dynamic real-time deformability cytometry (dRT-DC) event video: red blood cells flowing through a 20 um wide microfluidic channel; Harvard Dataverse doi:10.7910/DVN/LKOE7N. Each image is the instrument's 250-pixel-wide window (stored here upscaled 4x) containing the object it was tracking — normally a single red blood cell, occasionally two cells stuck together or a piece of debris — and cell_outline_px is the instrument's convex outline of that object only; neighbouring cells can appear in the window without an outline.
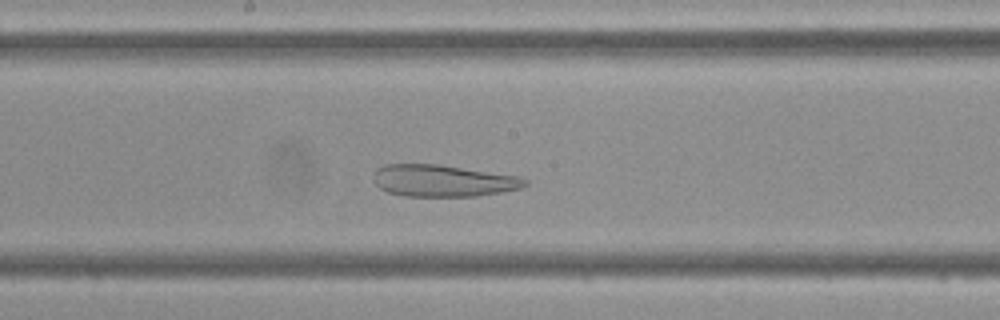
{"species": "Egyptian fruit bat (a non-hibernating species)", "species_latin": "Rousettus aegyptiacus", "temperature_condition": "cold", "stored_images_in_passage": 42, "camera_frame_rate_fps": 3000, "um_per_image_px": 0.085, "frame": {"image": 1, "passage_image": 20, "time_ms": 6.333, "image_size_px": [1000, 320], "cell_outline_px": [[528, 184], [520, 188], [500, 192], [476, 196], [404, 196], [388, 192], [380, 188], [372, 180], [372, 176], [376, 168], [384, 164], [440, 164], [516, 176], [528, 180]], "centroid_in_image_um": [37.59, 15.35], "position_along_channel_um": 210.6, "area_um2": 28.15}}
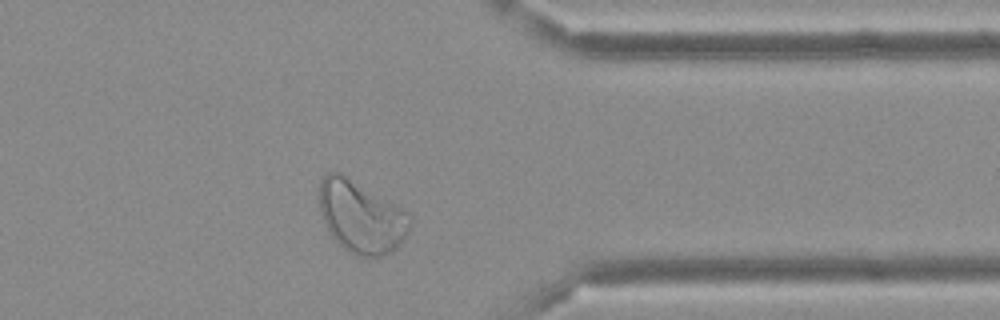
{"frame": {"image": 2, "passage_image": 33, "time_ms": 10.667, "image_size_px": [1000, 320], "cell_outline_px": [[412, 220], [408, 232], [404, 240], [392, 252], [384, 256], [360, 256], [348, 252], [332, 236], [320, 212], [320, 180], [328, 172], [340, 172], [400, 208], [412, 216]], "centroid_in_image_um": [30.71, 18.45], "position_along_channel_um": 380.7, "area_um2": 37.57}}
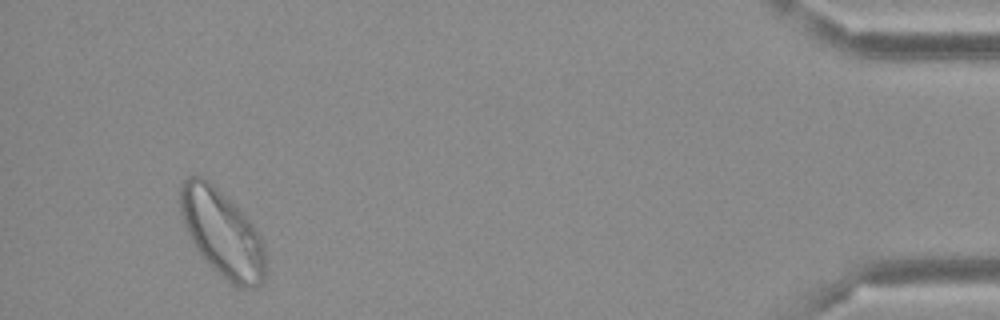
{"frame": {"image": 3, "passage_image": 40, "time_ms": 13.0, "image_size_px": [1000, 320], "cell_outline_px": [[264, 280], [260, 284], [252, 288], [240, 288], [232, 284], [212, 268], [204, 260], [188, 236], [180, 212], [180, 184], [188, 176], [200, 176], [208, 180], [244, 212], [256, 228], [264, 244]], "centroid_in_image_um": [18.87, 19.81], "position_along_channel_um": 416.3, "area_um2": 43.29}}